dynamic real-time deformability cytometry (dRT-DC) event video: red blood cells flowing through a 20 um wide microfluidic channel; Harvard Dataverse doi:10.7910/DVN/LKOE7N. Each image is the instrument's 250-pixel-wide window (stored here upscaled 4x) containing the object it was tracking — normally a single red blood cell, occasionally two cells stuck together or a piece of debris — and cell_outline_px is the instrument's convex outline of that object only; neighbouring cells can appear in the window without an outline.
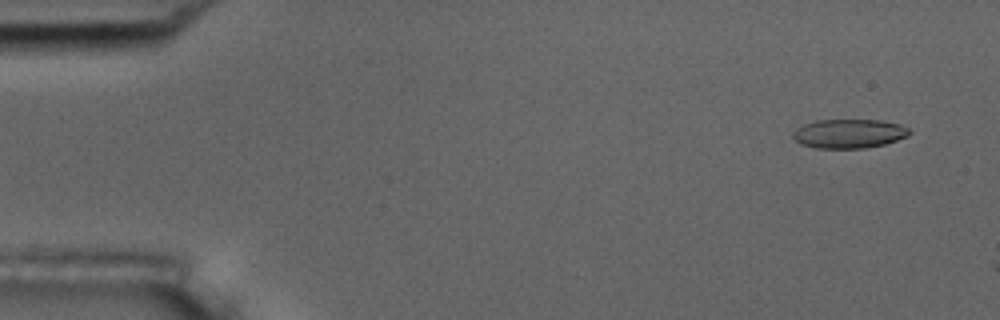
{"species": "common noctule bat (a hibernating species)", "species_latin": "Nyctalus noctula", "temperature_condition": "room temperature", "stored_images_in_passage": 7, "camera_frame_rate_fps": 3000, "um_per_image_px": 0.085, "animal": {"sex": "male", "body_mass_g": 17.5, "forearm_length_mm": 52.3}, "frame": {"image": 1, "passage_image": 1, "time_ms": 0.0, "image_size_px": [1000, 320], "cell_outline_px": [[912, 132], [908, 136], [884, 144], [864, 148], [816, 148], [800, 144], [792, 136], [792, 132], [796, 128], [804, 124], [816, 120], [880, 120], [900, 124], [908, 128]], "centroid_in_image_um": [72.15, 11.35], "position_along_channel_um": 12.8, "area_um2": 19.77}}